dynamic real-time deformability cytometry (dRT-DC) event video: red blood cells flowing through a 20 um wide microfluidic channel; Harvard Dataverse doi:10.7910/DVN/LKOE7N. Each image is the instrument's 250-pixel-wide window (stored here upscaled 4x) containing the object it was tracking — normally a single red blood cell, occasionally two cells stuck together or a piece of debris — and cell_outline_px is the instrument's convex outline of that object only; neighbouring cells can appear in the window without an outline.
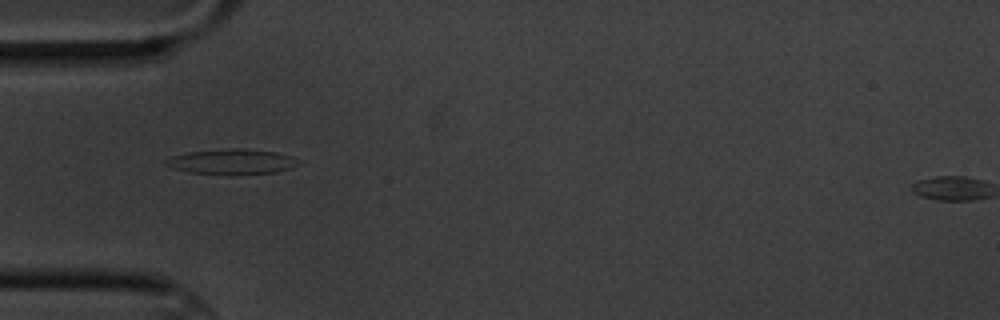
{"species": "common noctule bat (a hibernating species)", "species_latin": "Nyctalus noctula", "temperature_condition": "cold", "stored_images_in_passage": 4, "camera_frame_rate_fps": 3000, "um_per_image_px": 0.085, "animal": {"sex": "male", "body_mass_g": 20.1, "forearm_length_mm": 53.5}, "frame": {"image": 1, "passage_image": 1, "time_ms": 0.0, "image_size_px": [1000, 320], "cell_outline_px": [[304, 160], [300, 164], [292, 168], [276, 172], [188, 172], [172, 168], [164, 164], [164, 160], [172, 156], [188, 152], [232, 148], [240, 148], [276, 152], [292, 156]], "centroid_in_image_um": [19.76, 13.7], "position_along_channel_um": 65.2, "area_um2": 18.84}}
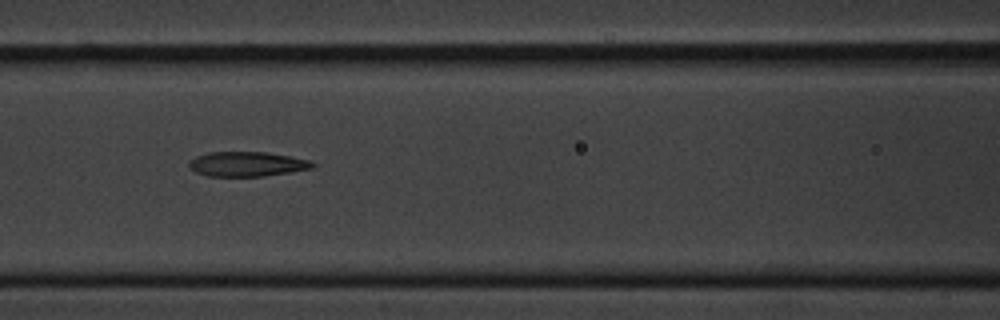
{"frame": {"image": 2, "passage_image": 3, "time_ms": 2.333, "image_size_px": [1000, 320], "cell_outline_px": [[316, 164], [312, 168], [264, 176], [208, 176], [196, 172], [188, 168], [188, 160], [196, 156], [208, 152], [264, 152], [288, 156], [308, 160]], "centroid_in_image_um": [20.92, 13.94], "position_along_channel_um": 145.7, "area_um2": 17.69}}
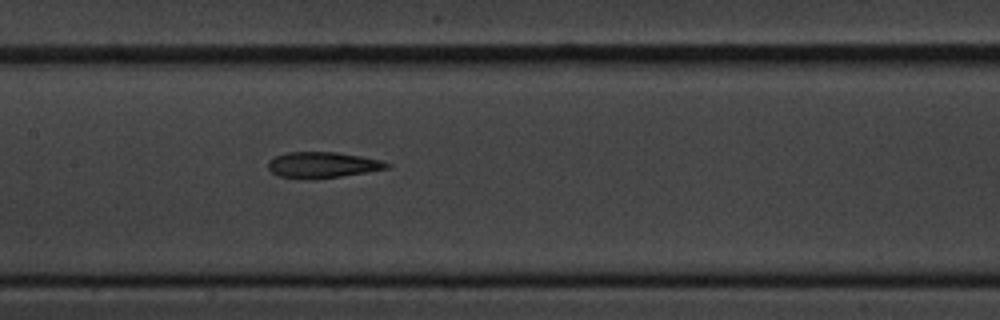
{"frame": {"image": 3, "passage_image": 4, "time_ms": 3.333, "image_size_px": [1000, 320], "cell_outline_px": [[392, 168], [316, 180], [308, 180], [280, 176], [272, 172], [268, 168], [268, 160], [276, 156], [288, 152], [336, 152], [384, 160], [392, 164]], "centroid_in_image_um": [27.47, 14.03], "position_along_channel_um": 179.9, "area_um2": 18.26}}